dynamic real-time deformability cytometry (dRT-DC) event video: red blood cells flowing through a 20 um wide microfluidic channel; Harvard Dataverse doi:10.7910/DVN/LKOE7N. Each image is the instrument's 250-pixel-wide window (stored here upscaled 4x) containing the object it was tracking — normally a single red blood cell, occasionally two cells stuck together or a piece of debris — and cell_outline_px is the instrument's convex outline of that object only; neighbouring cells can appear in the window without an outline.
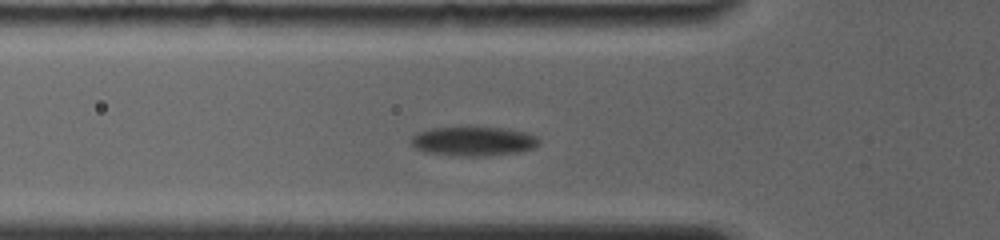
{"species": "common noctule bat (a hibernating species)", "species_latin": "Nyctalus noctula", "temperature_condition": "room temperature", "stored_images_in_passage": 7, "camera_frame_rate_fps": 4000, "um_per_image_px": 0.085, "animal": {"sex": "female", "body_mass_g": 19.0, "forearm_length_mm": 56.7}, "frame": {"image": 1, "passage_image": 5, "time_ms": 2.5, "image_size_px": [1000, 240], "cell_outline_px": [[540, 140], [532, 148], [516, 152], [484, 156], [464, 156], [424, 152], [416, 148], [412, 144], [412, 136], [416, 132], [432, 128], [508, 128], [524, 132], [536, 136]], "centroid_in_image_um": [40.21, 12.0], "position_along_channel_um": 85.6, "area_um2": 21.39}}
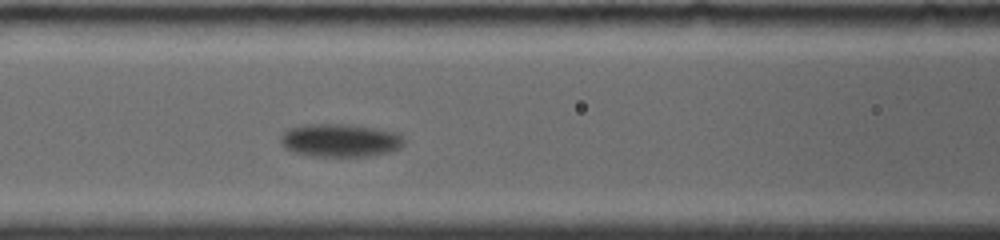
{"frame": {"image": 2, "passage_image": 7, "time_ms": 4.0, "image_size_px": [1000, 240], "cell_outline_px": [[404, 144], [400, 148], [388, 152], [368, 156], [312, 156], [292, 152], [284, 148], [280, 144], [280, 136], [288, 128], [304, 124], [352, 124], [376, 128], [392, 132], [400, 136], [404, 140]], "centroid_in_image_um": [28.84, 11.92], "position_along_channel_um": 137.8, "area_um2": 23.93}}